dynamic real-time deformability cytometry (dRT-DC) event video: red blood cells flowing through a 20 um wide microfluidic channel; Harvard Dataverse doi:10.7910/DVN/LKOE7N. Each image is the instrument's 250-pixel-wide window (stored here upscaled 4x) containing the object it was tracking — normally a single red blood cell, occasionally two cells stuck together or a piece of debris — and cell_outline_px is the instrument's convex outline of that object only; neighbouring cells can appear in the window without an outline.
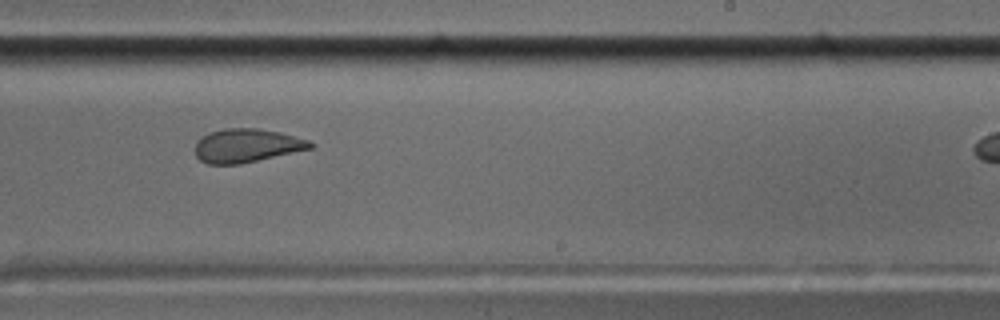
{"species": "common noctule bat (a hibernating species)", "species_latin": "Nyctalus noctula", "temperature_condition": "cold", "stored_images_in_passage": 39, "camera_frame_rate_fps": 3000, "um_per_image_px": 0.085, "animal": {"sex": "male", "body_mass_g": 17.5, "forearm_length_mm": 52.3}, "frame": {"image": 1, "passage_image": 23, "time_ms": 7.333, "image_size_px": [1000, 320], "cell_outline_px": [[316, 144], [312, 148], [240, 164], [208, 164], [200, 160], [196, 156], [196, 140], [200, 136], [208, 132], [224, 128], [260, 128], [280, 132], [308, 140]], "centroid_in_image_um": [20.94, 12.36], "position_along_channel_um": 268.1, "area_um2": 22.66}, "authors_computed_cell_mechanics": {"area_um2": 23.2934, "velocity_mm_per_s": 3.5345, "shape_relaxation_time_tau1_ms": null, "shape_relaxation_time_tau2_ms": 1.5836, "deformation_change_tau1": null, "deformation_change_tau2": 0.0706}}